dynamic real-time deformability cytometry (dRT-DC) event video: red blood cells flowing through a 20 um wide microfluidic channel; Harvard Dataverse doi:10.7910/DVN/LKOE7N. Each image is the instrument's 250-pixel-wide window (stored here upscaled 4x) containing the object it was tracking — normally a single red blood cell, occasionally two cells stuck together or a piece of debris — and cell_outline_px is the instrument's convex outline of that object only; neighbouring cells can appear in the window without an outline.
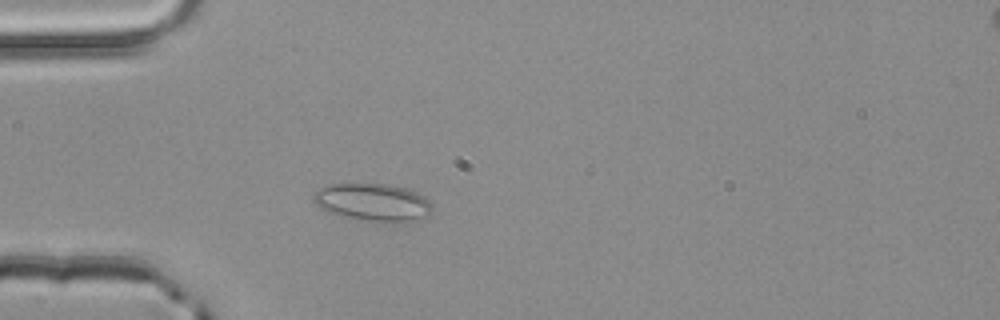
{"species": "common noctule bat (a hibernating species)", "species_latin": "Nyctalus noctula", "temperature_condition": "room temperature", "stored_images_in_passage": 44, "camera_frame_rate_fps": 3000, "um_per_image_px": 0.085, "animal": {"sex": "male", "body_mass_g": 20.4}, "frame": {"image": 1, "passage_image": 6, "time_ms": 1.667, "image_size_px": [1000, 320], "cell_outline_px": [[432, 208], [428, 216], [412, 220], [368, 220], [344, 216], [328, 212], [320, 208], [312, 200], [312, 196], [320, 188], [328, 184], [388, 184], [404, 188], [424, 196], [432, 204]], "centroid_in_image_um": [31.66, 17.16], "position_along_channel_um": 53.3, "area_um2": 25.32}}
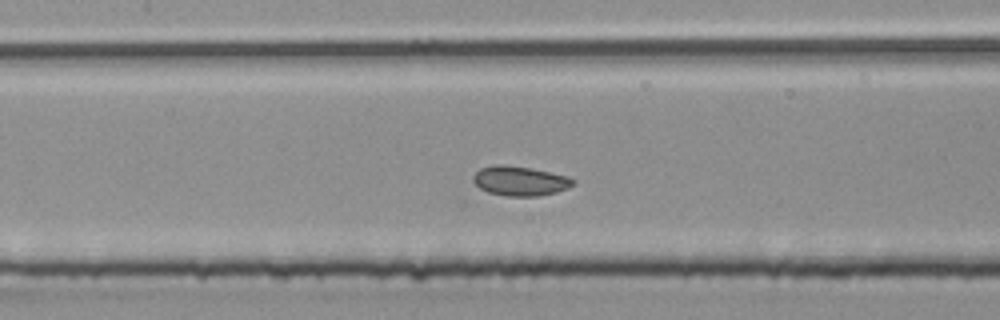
{"frame": {"image": 2, "passage_image": 15, "time_ms": 4.667, "image_size_px": [1000, 320], "cell_outline_px": [[576, 184], [568, 188], [556, 192], [536, 196], [504, 196], [488, 192], [480, 188], [472, 180], [472, 176], [480, 168], [496, 164], [504, 164], [532, 168], [568, 176], [576, 180]], "centroid_in_image_um": [44.21, 15.37], "position_along_channel_um": 163.2, "area_um2": 17.4}}
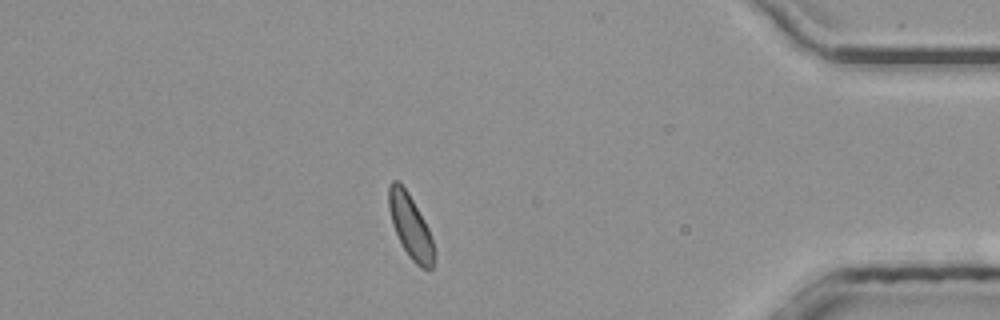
{"frame": {"image": 3, "passage_image": 36, "time_ms": 11.667, "image_size_px": [1000, 320], "cell_outline_px": [[432, 268], [420, 268], [408, 256], [392, 224], [388, 208], [388, 184], [392, 180], [396, 180], [408, 192], [424, 220], [428, 228], [432, 240]], "centroid_in_image_um": [34.83, 19.18], "position_along_channel_um": 400.4, "area_um2": 16.3}, "authors_computed_cell_mechanics": {"area_um2": 16.762, "velocity_mm_per_s": 3.9681, "shape_relaxation_time_tau1_ms": 1.5516, "shape_relaxation_time_tau2_ms": null, "deformation_change_tau1": 0.0317, "deformation_change_tau2": null}}